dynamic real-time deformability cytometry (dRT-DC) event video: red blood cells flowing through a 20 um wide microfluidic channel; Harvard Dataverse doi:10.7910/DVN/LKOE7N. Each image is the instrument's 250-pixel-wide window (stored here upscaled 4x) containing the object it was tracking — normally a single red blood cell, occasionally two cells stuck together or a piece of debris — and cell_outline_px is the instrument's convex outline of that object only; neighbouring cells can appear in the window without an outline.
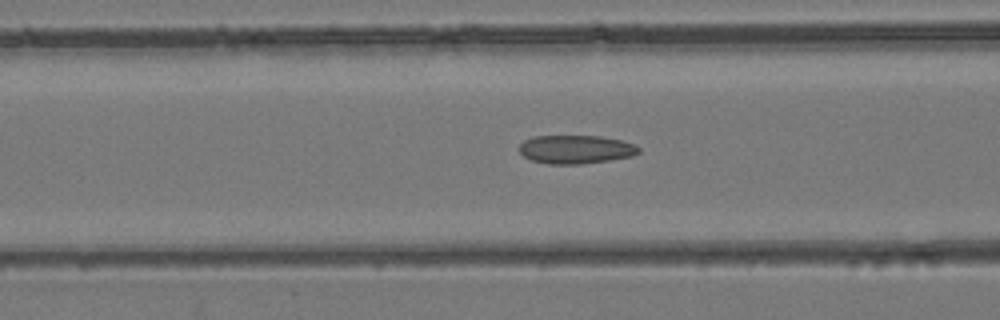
{"species": "common noctule bat (a hibernating species)", "species_latin": "Nyctalus noctula", "temperature_condition": "room temperature", "stored_images_in_passage": 27, "camera_frame_rate_fps": 3000, "um_per_image_px": 0.085, "animal": {"sex": "female", "body_mass_g": 24.6, "forearm_length_mm": 56.2}, "frame": {"image": 1, "passage_image": 9, "time_ms": 2.667, "image_size_px": [1000, 320], "cell_outline_px": [[640, 152], [632, 156], [608, 160], [580, 164], [548, 164], [532, 160], [524, 156], [516, 148], [524, 140], [532, 136], [600, 136], [620, 140], [636, 144], [640, 148]], "centroid_in_image_um": [48.92, 12.69], "position_along_channel_um": 117.7, "area_um2": 19.94}}
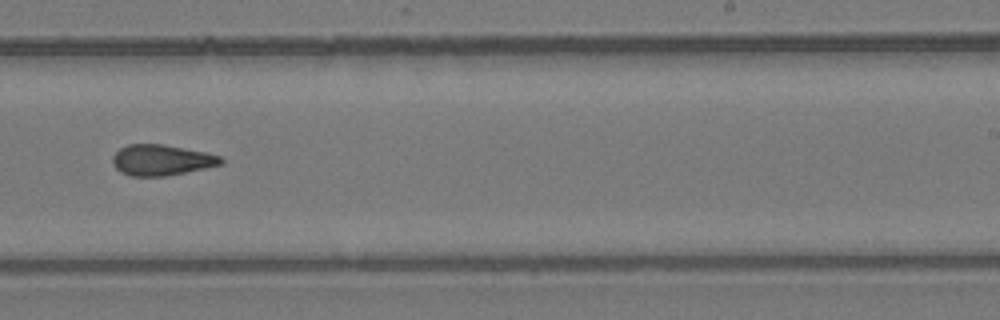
{"frame": {"image": 2, "passage_image": 19, "time_ms": 6.0, "image_size_px": [1000, 320], "cell_outline_px": [[224, 164], [164, 176], [132, 176], [120, 172], [112, 164], [112, 156], [120, 148], [128, 144], [164, 144], [204, 152], [220, 156], [224, 160]], "centroid_in_image_um": [13.7, 13.6], "position_along_channel_um": 275.3, "area_um2": 19.36}}
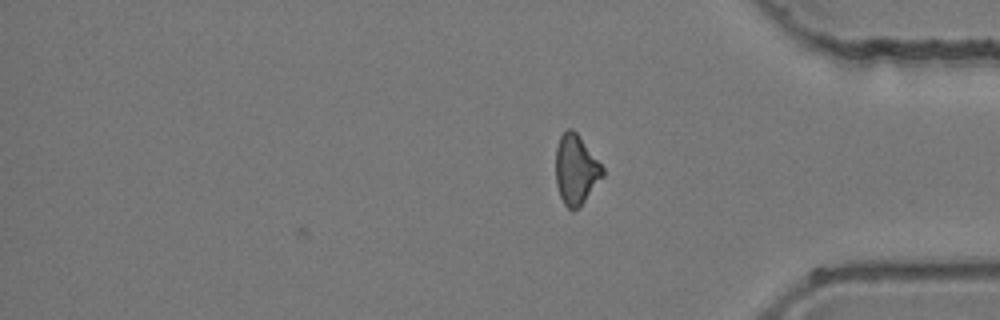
{"frame": {"image": 3, "passage_image": 27, "time_ms": 8.667, "image_size_px": [1000, 320], "cell_outline_px": [[604, 176], [580, 208], [572, 212], [564, 204], [560, 196], [556, 184], [556, 148], [560, 136], [568, 128], [572, 128], [576, 132], [604, 168]], "centroid_in_image_um": [48.96, 14.46], "position_along_channel_um": 386.2, "area_um2": 19.19}}